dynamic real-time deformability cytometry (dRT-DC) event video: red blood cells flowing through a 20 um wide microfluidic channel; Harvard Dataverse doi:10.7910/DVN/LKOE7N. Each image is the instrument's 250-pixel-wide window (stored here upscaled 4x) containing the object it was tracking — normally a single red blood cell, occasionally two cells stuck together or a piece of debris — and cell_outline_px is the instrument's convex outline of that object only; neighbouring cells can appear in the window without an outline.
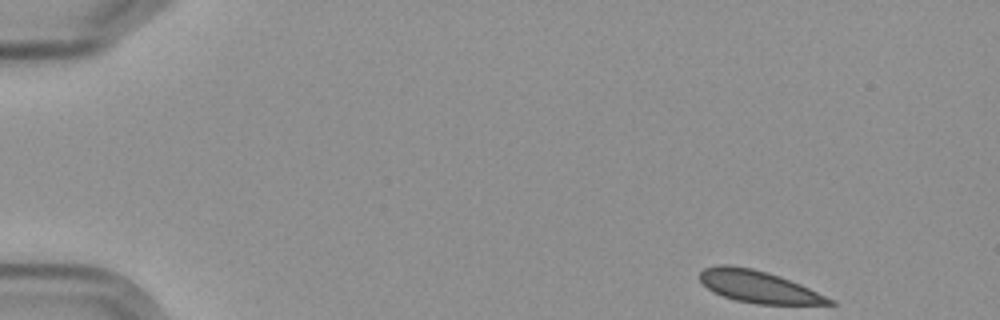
{"species": "Egyptian fruit bat (a non-hibernating species)", "species_latin": "Rousettus aegyptiacus", "temperature_condition": "cold", "stored_images_in_passage": 5, "camera_frame_rate_fps": 3000, "um_per_image_px": 0.085, "frame": {"image": 1, "passage_image": 1, "time_ms": 0.0, "image_size_px": [1000, 320], "cell_outline_px": [[836, 304], [756, 304], [736, 300], [712, 292], [700, 280], [700, 272], [704, 268], [720, 264], [728, 264], [752, 268], [780, 276], [800, 284], [836, 300]], "centroid_in_image_um": [64.48, 24.36], "position_along_channel_um": 20.5, "area_um2": 24.1}}
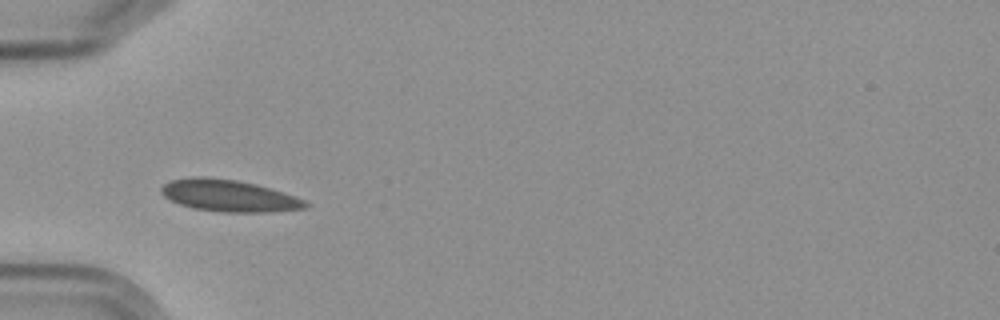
{"frame": {"image": 2, "passage_image": 4, "time_ms": 4.333, "image_size_px": [1000, 320], "cell_outline_px": [[312, 204], [308, 208], [272, 212], [220, 212], [192, 208], [168, 200], [160, 192], [160, 188], [164, 184], [172, 180], [196, 176], [204, 176], [236, 180], [256, 184], [304, 200]], "centroid_in_image_um": [19.43, 16.64], "position_along_channel_um": 65.6, "area_um2": 26.76}}
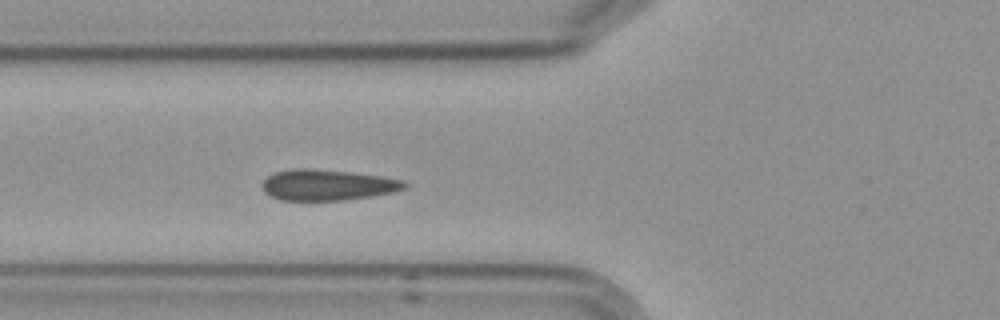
{"frame": {"image": 3, "passage_image": 5, "time_ms": 5.333, "image_size_px": [1000, 320], "cell_outline_px": [[408, 184], [404, 188], [392, 192], [344, 200], [280, 200], [268, 196], [264, 192], [264, 180], [268, 176], [276, 172], [296, 168], [304, 168], [348, 172], [380, 176], [404, 180]], "centroid_in_image_um": [27.81, 15.73], "position_along_channel_um": 98.0, "area_um2": 25.2}}